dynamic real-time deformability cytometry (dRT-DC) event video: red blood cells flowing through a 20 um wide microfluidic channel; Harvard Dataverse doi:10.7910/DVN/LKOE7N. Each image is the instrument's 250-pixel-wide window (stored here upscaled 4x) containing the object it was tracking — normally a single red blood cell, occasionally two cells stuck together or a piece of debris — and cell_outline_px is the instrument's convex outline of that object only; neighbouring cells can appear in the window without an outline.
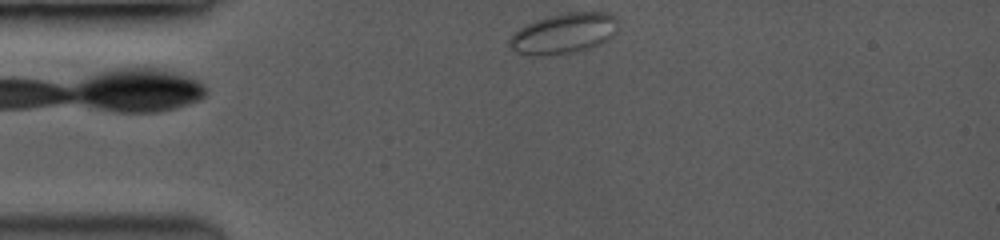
{"species": "common noctule bat (a hibernating species)", "species_latin": "Nyctalus noctula", "temperature_condition": "room temperature", "stored_images_in_passage": 1, "camera_frame_rate_fps": 3500, "um_per_image_px": 0.085, "animal": {"sex": "female", "body_mass_g": 19.0, "forearm_length_mm": 53.3}, "frame": {"image": 1, "passage_image": 1, "time_ms": 0.0, "image_size_px": [1000, 240], "cell_outline_px": [[616, 20], [608, 36], [604, 40], [568, 52], [520, 52], [512, 48], [508, 44], [508, 40], [520, 28], [532, 20], [544, 16], [568, 12], [604, 12], [612, 16]], "centroid_in_image_um": [47.81, 2.74], "position_along_channel_um": 37.2, "area_um2": 23.47}}